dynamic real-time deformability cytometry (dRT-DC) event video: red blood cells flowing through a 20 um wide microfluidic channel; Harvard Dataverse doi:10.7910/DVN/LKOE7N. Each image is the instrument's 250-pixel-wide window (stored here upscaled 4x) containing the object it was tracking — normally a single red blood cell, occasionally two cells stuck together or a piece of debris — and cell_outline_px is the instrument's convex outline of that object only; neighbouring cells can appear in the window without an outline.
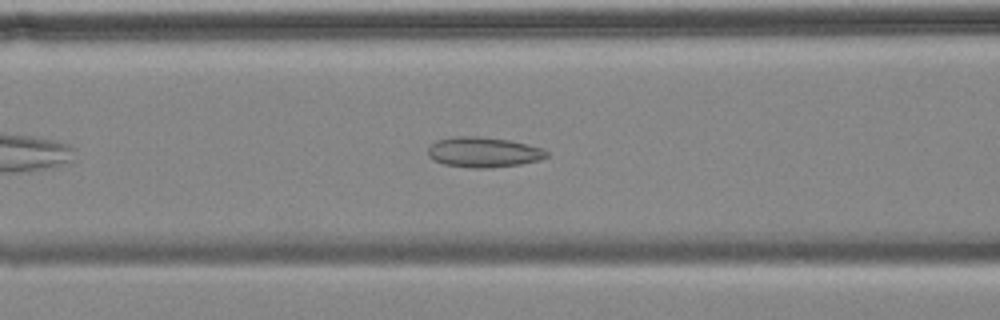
{"species": "common noctule bat (a hibernating species)", "species_latin": "Nyctalus noctula", "temperature_condition": "cold", "stored_images_in_passage": 47, "camera_frame_rate_fps": 3000, "um_per_image_px": 0.085, "animal": {"sex": "female", "body_mass_g": 18.4}, "frame": {"image": 1, "passage_image": 12, "time_ms": 3.667, "image_size_px": [1000, 320], "cell_outline_px": [[548, 156], [540, 160], [520, 164], [488, 168], [472, 168], [444, 164], [432, 160], [428, 156], [428, 148], [436, 140], [456, 136], [480, 136], [508, 140], [544, 148], [548, 152]], "centroid_in_image_um": [41.09, 12.93], "position_along_channel_um": 125.5, "area_um2": 20.98}}
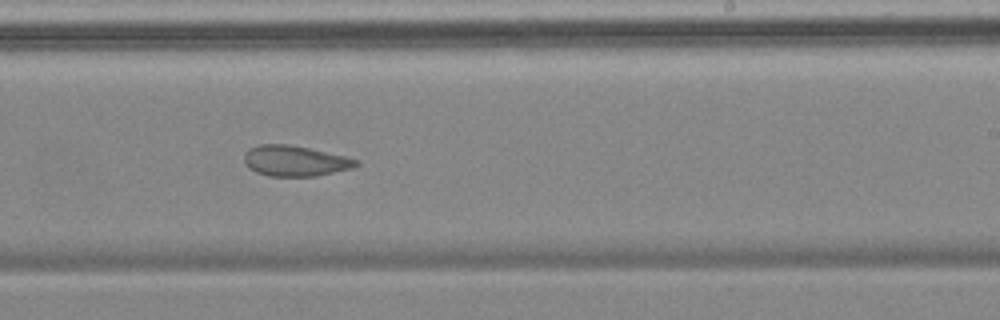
{"frame": {"image": 2, "passage_image": 24, "time_ms": 7.667, "image_size_px": [1000, 320], "cell_outline_px": [[360, 164], [352, 168], [316, 176], [268, 176], [256, 172], [248, 168], [244, 160], [244, 156], [248, 148], [256, 144], [288, 144], [308, 148], [344, 156], [356, 160]], "centroid_in_image_um": [25.02, 13.67], "position_along_channel_um": 264.0, "area_um2": 19.88}}
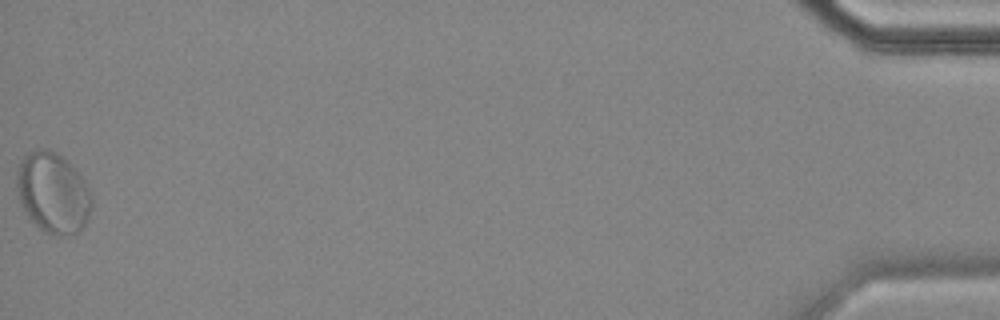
{"frame": {"image": 3, "passage_image": 47, "time_ms": 15.333, "image_size_px": [1000, 320], "cell_outline_px": [[92, 204], [88, 216], [84, 224], [72, 236], [56, 236], [44, 232], [36, 228], [24, 212], [20, 204], [16, 188], [16, 172], [20, 160], [24, 156], [36, 148], [48, 148], [56, 152], [84, 180], [92, 196]], "centroid_in_image_um": [4.44, 16.42], "position_along_channel_um": 430.8, "area_um2": 35.49}, "authors_computed_cell_mechanics": {"area_um2": 21.964, "velocity_mm_per_s": 3.4741, "shape_relaxation_time_tau1_ms": null, "shape_relaxation_time_tau2_ms": 2.4647, "deformation_change_tau1": null, "deformation_change_tau2": 0.0735}}